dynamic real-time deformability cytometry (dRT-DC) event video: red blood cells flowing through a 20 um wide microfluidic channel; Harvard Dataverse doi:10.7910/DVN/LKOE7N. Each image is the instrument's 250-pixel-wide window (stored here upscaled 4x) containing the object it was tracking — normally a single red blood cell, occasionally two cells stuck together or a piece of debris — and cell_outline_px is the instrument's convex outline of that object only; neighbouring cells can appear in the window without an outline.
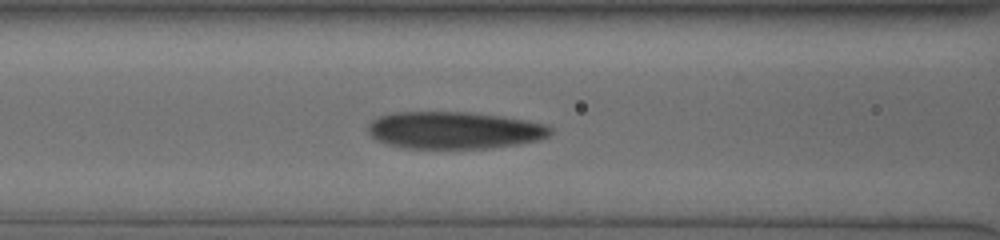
{"species": "human", "species_latin": "Homo sapiens", "temperature_condition": "cold", "stored_images_in_passage": 30, "camera_frame_rate_fps": 3000, "um_per_image_px": 0.085, "donor": {"sex": "male"}, "frame": {"image": 1, "passage_image": 7, "time_ms": 4.333, "image_size_px": [1000, 240], "cell_outline_px": [[552, 132], [548, 136], [536, 140], [516, 144], [492, 148], [404, 148], [388, 144], [376, 140], [368, 132], [368, 124], [372, 120], [380, 116], [392, 112], [468, 112], [524, 120], [548, 124], [552, 128]], "centroid_in_image_um": [38.58, 11.07], "position_along_channel_um": 128.0, "area_um2": 39.36}}
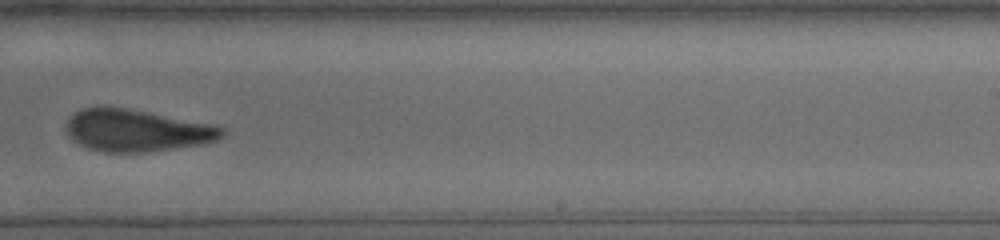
{"frame": {"image": 2, "passage_image": 16, "time_ms": 8.333, "image_size_px": [1000, 240], "cell_outline_px": [[224, 136], [216, 140], [204, 144], [148, 152], [104, 152], [88, 148], [72, 140], [68, 136], [64, 128], [68, 120], [80, 108], [96, 104], [104, 104], [128, 108], [216, 124], [224, 128]], "centroid_in_image_um": [11.6, 11.06], "position_along_channel_um": 277.4, "area_um2": 39.13}}
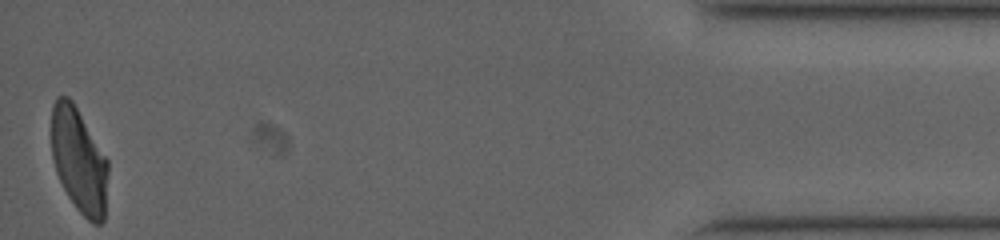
{"frame": {"image": 3, "passage_image": 30, "time_ms": 14.333, "image_size_px": [1000, 240], "cell_outline_px": [[108, 172], [104, 220], [100, 224], [92, 224], [76, 208], [68, 196], [56, 172], [52, 156], [52, 104], [56, 96], [68, 96], [72, 100], [108, 160]], "centroid_in_image_um": [6.71, 13.64], "position_along_channel_um": 428.5, "area_um2": 34.51}, "authors_computed_cell_mechanics": {"area_um2": 38.6971, "velocity_mm_per_s": 3.7442, "shape_relaxation_time_tau1_ms": 8.1042, "shape_relaxation_time_tau2_ms": 2.7004, "deformation_change_tau1": 0.2059, "deformation_change_tau2": 0.092}}